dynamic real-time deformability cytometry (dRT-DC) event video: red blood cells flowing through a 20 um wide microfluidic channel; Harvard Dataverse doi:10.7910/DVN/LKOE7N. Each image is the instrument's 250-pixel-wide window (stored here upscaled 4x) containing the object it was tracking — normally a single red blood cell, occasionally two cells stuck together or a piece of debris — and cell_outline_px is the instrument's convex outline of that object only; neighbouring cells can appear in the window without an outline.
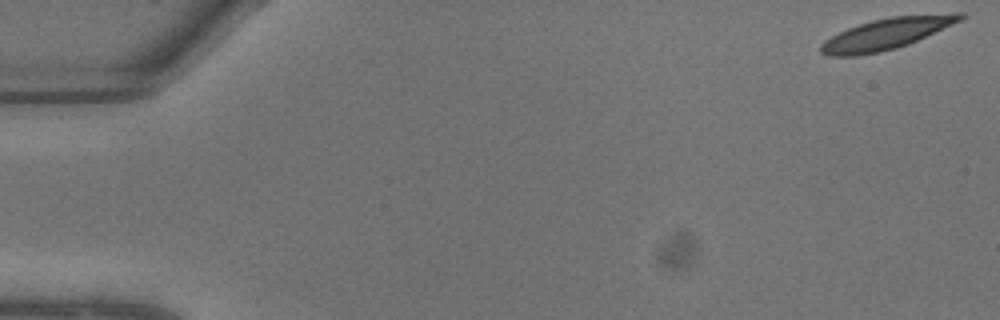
{"species": "common noctule bat (a hibernating species)", "species_latin": "Nyctalus noctula", "temperature_condition": "warm", "stored_images_in_passage": 10, "camera_frame_rate_fps": 3000, "um_per_image_px": 0.085, "animal": {"sex": "male", "body_mass_g": 13.3}, "frame": {"image": 1, "passage_image": 1, "time_ms": 0.0, "image_size_px": [1000, 320], "cell_outline_px": [[968, 16], [952, 24], [908, 44], [896, 48], [880, 52], [856, 56], [828, 56], [820, 52], [820, 44], [824, 40], [848, 28], [872, 20], [892, 16], [952, 12], [964, 12]], "centroid_in_image_um": [75.37, 2.86], "position_along_channel_um": 9.6, "area_um2": 25.32}}
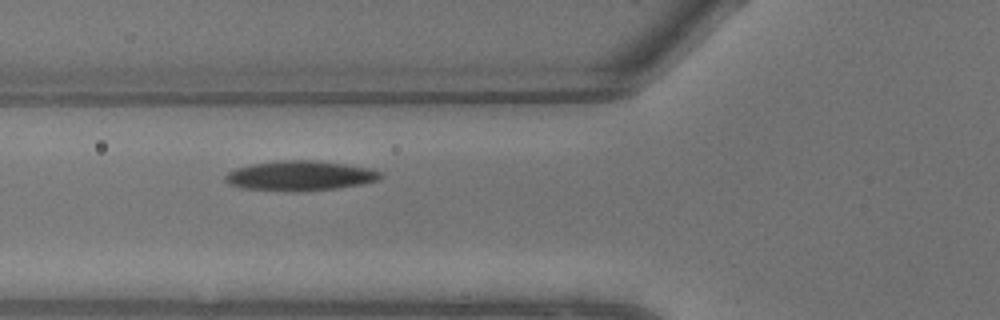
{"frame": {"image": 2, "passage_image": 9, "time_ms": 2.667, "image_size_px": [1000, 320], "cell_outline_px": [[380, 176], [376, 180], [360, 184], [336, 188], [240, 188], [228, 184], [224, 180], [224, 176], [228, 172], [236, 168], [252, 164], [280, 160], [312, 160], [344, 164], [372, 168], [380, 172]], "centroid_in_image_um": [25.47, 14.88], "position_along_channel_um": 100.3, "area_um2": 25.55}}
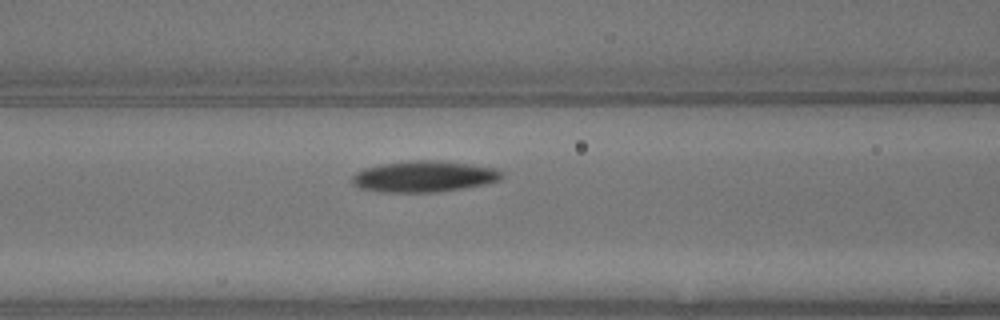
{"frame": {"image": 3, "passage_image": 10, "time_ms": 3.0, "image_size_px": [1000, 320], "cell_outline_px": [[504, 176], [500, 180], [484, 184], [464, 188], [440, 192], [384, 192], [360, 188], [352, 184], [352, 176], [356, 172], [364, 168], [384, 164], [408, 160], [436, 160], [468, 164], [496, 168], [504, 172]], "centroid_in_image_um": [36.06, 15.0], "position_along_channel_um": 130.5, "area_um2": 27.22}}